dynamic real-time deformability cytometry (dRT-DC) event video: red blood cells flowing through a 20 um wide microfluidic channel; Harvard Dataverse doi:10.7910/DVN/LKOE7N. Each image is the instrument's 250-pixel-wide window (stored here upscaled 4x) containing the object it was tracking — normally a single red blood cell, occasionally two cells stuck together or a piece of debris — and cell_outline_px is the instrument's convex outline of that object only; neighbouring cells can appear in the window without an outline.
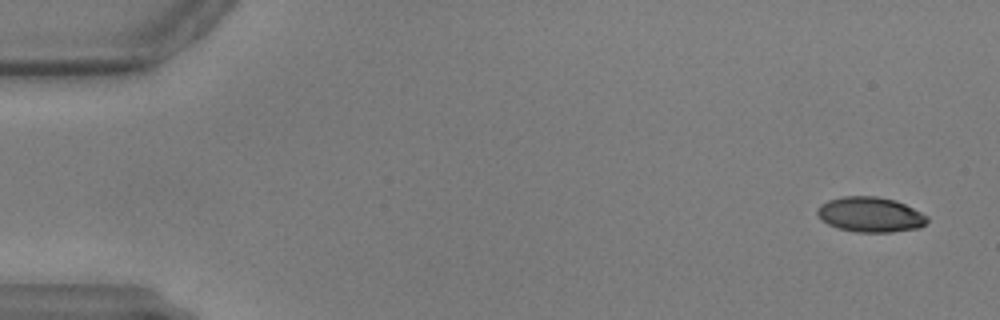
{"species": "common noctule bat (a hibernating species)", "species_latin": "Nyctalus noctula", "temperature_condition": "warm", "stored_images_in_passage": 59, "camera_frame_rate_fps": 3000, "um_per_image_px": 0.085, "animal": {"sex": "male", "body_mass_g": 17.9, "forearm_length_mm": 54.2}, "frame": {"image": 1, "passage_image": 3, "time_ms": 0.667, "image_size_px": [1000, 320], "cell_outline_px": [[928, 220], [920, 228], [892, 232], [856, 232], [836, 228], [820, 220], [816, 212], [816, 208], [820, 204], [828, 200], [844, 196], [876, 196], [896, 200], [928, 216]], "centroid_in_image_um": [73.94, 18.24], "position_along_channel_um": 11.1, "area_um2": 22.66}}
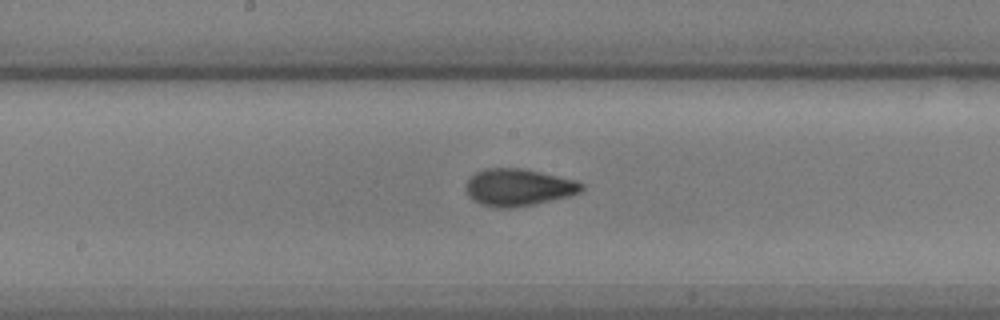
{"frame": {"image": 2, "passage_image": 31, "time_ms": 10.0, "image_size_px": [1000, 320], "cell_outline_px": [[584, 188], [580, 192], [568, 196], [532, 204], [512, 208], [496, 208], [480, 204], [472, 200], [468, 196], [468, 180], [476, 172], [484, 168], [524, 168], [576, 180], [584, 184]], "centroid_in_image_um": [44.07, 15.92], "position_along_channel_um": 204.1, "area_um2": 24.91}}
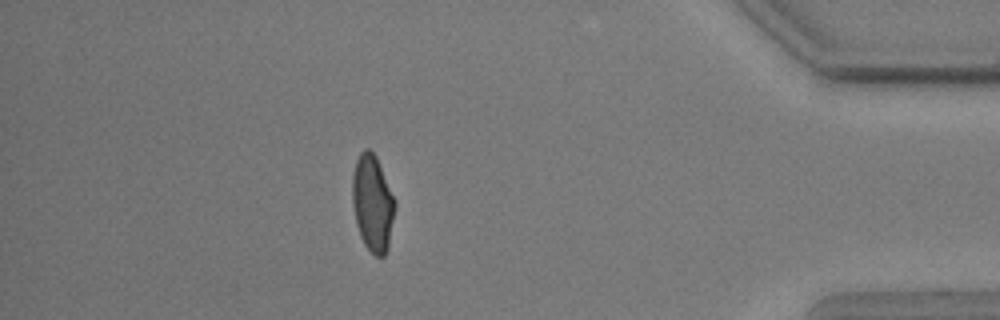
{"frame": {"image": 3, "passage_image": 52, "time_ms": 17.0, "image_size_px": [1000, 320], "cell_outline_px": [[396, 204], [388, 248], [384, 256], [376, 256], [364, 244], [360, 236], [356, 224], [352, 204], [352, 172], [356, 160], [360, 152], [364, 148], [368, 148], [376, 156], [396, 200]], "centroid_in_image_um": [31.66, 17.24], "position_along_channel_um": 403.5, "area_um2": 24.16}}